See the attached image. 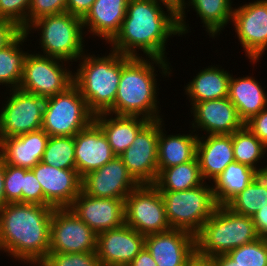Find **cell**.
I'll return each mask as SVG.
<instances>
[{
  "label": "cell",
  "mask_w": 267,
  "mask_h": 266,
  "mask_svg": "<svg viewBox=\"0 0 267 266\" xmlns=\"http://www.w3.org/2000/svg\"><path fill=\"white\" fill-rule=\"evenodd\" d=\"M160 1L169 11L168 15L159 6ZM172 34H180L175 6L165 0H129L121 29L111 41L112 49L130 57H137L135 48L141 49L153 63L161 65L159 68L164 75L169 76L164 51L166 40Z\"/></svg>",
  "instance_id": "6da1fadb"
},
{
  "label": "cell",
  "mask_w": 267,
  "mask_h": 266,
  "mask_svg": "<svg viewBox=\"0 0 267 266\" xmlns=\"http://www.w3.org/2000/svg\"><path fill=\"white\" fill-rule=\"evenodd\" d=\"M53 210L30 203L4 205L0 209V250L39 265L49 254Z\"/></svg>",
  "instance_id": "7a4b0ae2"
},
{
  "label": "cell",
  "mask_w": 267,
  "mask_h": 266,
  "mask_svg": "<svg viewBox=\"0 0 267 266\" xmlns=\"http://www.w3.org/2000/svg\"><path fill=\"white\" fill-rule=\"evenodd\" d=\"M149 60L121 54V77L108 114L139 116L149 121L161 119L157 112L155 69Z\"/></svg>",
  "instance_id": "3957f363"
},
{
  "label": "cell",
  "mask_w": 267,
  "mask_h": 266,
  "mask_svg": "<svg viewBox=\"0 0 267 266\" xmlns=\"http://www.w3.org/2000/svg\"><path fill=\"white\" fill-rule=\"evenodd\" d=\"M108 56H84L80 69L73 75L89 111L95 116L107 113L114 105L121 77V54L111 51Z\"/></svg>",
  "instance_id": "277c9868"
},
{
  "label": "cell",
  "mask_w": 267,
  "mask_h": 266,
  "mask_svg": "<svg viewBox=\"0 0 267 266\" xmlns=\"http://www.w3.org/2000/svg\"><path fill=\"white\" fill-rule=\"evenodd\" d=\"M259 238L252 217L234 213L226 205H218L214 214L195 235L196 254L213 258L228 254Z\"/></svg>",
  "instance_id": "5b68a950"
},
{
  "label": "cell",
  "mask_w": 267,
  "mask_h": 266,
  "mask_svg": "<svg viewBox=\"0 0 267 266\" xmlns=\"http://www.w3.org/2000/svg\"><path fill=\"white\" fill-rule=\"evenodd\" d=\"M166 218L172 229L196 235L218 207L212 187L204 185L183 191H160Z\"/></svg>",
  "instance_id": "8992f818"
},
{
  "label": "cell",
  "mask_w": 267,
  "mask_h": 266,
  "mask_svg": "<svg viewBox=\"0 0 267 266\" xmlns=\"http://www.w3.org/2000/svg\"><path fill=\"white\" fill-rule=\"evenodd\" d=\"M31 27L42 29L40 43L46 56L60 62L83 57L82 18L68 12L46 15L32 22L25 30L27 34Z\"/></svg>",
  "instance_id": "52a82bcc"
},
{
  "label": "cell",
  "mask_w": 267,
  "mask_h": 266,
  "mask_svg": "<svg viewBox=\"0 0 267 266\" xmlns=\"http://www.w3.org/2000/svg\"><path fill=\"white\" fill-rule=\"evenodd\" d=\"M93 120L94 115L74 83L65 91L46 98L42 129L49 136H74Z\"/></svg>",
  "instance_id": "ba28073f"
},
{
  "label": "cell",
  "mask_w": 267,
  "mask_h": 266,
  "mask_svg": "<svg viewBox=\"0 0 267 266\" xmlns=\"http://www.w3.org/2000/svg\"><path fill=\"white\" fill-rule=\"evenodd\" d=\"M125 224L143 235L172 228L166 218L160 191L153 184H141L124 200Z\"/></svg>",
  "instance_id": "9c48e42d"
},
{
  "label": "cell",
  "mask_w": 267,
  "mask_h": 266,
  "mask_svg": "<svg viewBox=\"0 0 267 266\" xmlns=\"http://www.w3.org/2000/svg\"><path fill=\"white\" fill-rule=\"evenodd\" d=\"M59 60L45 54L27 53L18 88L44 98L65 91L73 84V75L67 69H62Z\"/></svg>",
  "instance_id": "30bf717a"
},
{
  "label": "cell",
  "mask_w": 267,
  "mask_h": 266,
  "mask_svg": "<svg viewBox=\"0 0 267 266\" xmlns=\"http://www.w3.org/2000/svg\"><path fill=\"white\" fill-rule=\"evenodd\" d=\"M12 90L0 112V139L42 129L46 98L19 88Z\"/></svg>",
  "instance_id": "8fae6325"
},
{
  "label": "cell",
  "mask_w": 267,
  "mask_h": 266,
  "mask_svg": "<svg viewBox=\"0 0 267 266\" xmlns=\"http://www.w3.org/2000/svg\"><path fill=\"white\" fill-rule=\"evenodd\" d=\"M97 234L70 208H54L49 253L96 252Z\"/></svg>",
  "instance_id": "7c38bea8"
},
{
  "label": "cell",
  "mask_w": 267,
  "mask_h": 266,
  "mask_svg": "<svg viewBox=\"0 0 267 266\" xmlns=\"http://www.w3.org/2000/svg\"><path fill=\"white\" fill-rule=\"evenodd\" d=\"M160 120L149 121L138 132L129 148L119 156L140 185L154 184L158 176Z\"/></svg>",
  "instance_id": "4fadbf2b"
},
{
  "label": "cell",
  "mask_w": 267,
  "mask_h": 266,
  "mask_svg": "<svg viewBox=\"0 0 267 266\" xmlns=\"http://www.w3.org/2000/svg\"><path fill=\"white\" fill-rule=\"evenodd\" d=\"M139 185L123 160L116 156L103 167L83 176L81 190L92 197L125 200Z\"/></svg>",
  "instance_id": "5bb4252c"
},
{
  "label": "cell",
  "mask_w": 267,
  "mask_h": 266,
  "mask_svg": "<svg viewBox=\"0 0 267 266\" xmlns=\"http://www.w3.org/2000/svg\"><path fill=\"white\" fill-rule=\"evenodd\" d=\"M232 21L246 55L255 62L267 48V0L233 9Z\"/></svg>",
  "instance_id": "9a60e30c"
},
{
  "label": "cell",
  "mask_w": 267,
  "mask_h": 266,
  "mask_svg": "<svg viewBox=\"0 0 267 266\" xmlns=\"http://www.w3.org/2000/svg\"><path fill=\"white\" fill-rule=\"evenodd\" d=\"M145 246V235L124 224L97 234L96 254L102 266H128Z\"/></svg>",
  "instance_id": "2e32d148"
},
{
  "label": "cell",
  "mask_w": 267,
  "mask_h": 266,
  "mask_svg": "<svg viewBox=\"0 0 267 266\" xmlns=\"http://www.w3.org/2000/svg\"><path fill=\"white\" fill-rule=\"evenodd\" d=\"M31 170L41 184L46 206L69 208L81 192L82 178L76 169H60L40 161Z\"/></svg>",
  "instance_id": "e0dca14e"
},
{
  "label": "cell",
  "mask_w": 267,
  "mask_h": 266,
  "mask_svg": "<svg viewBox=\"0 0 267 266\" xmlns=\"http://www.w3.org/2000/svg\"><path fill=\"white\" fill-rule=\"evenodd\" d=\"M69 208L96 234L125 224L124 199L92 197L81 190Z\"/></svg>",
  "instance_id": "ac0fdd59"
},
{
  "label": "cell",
  "mask_w": 267,
  "mask_h": 266,
  "mask_svg": "<svg viewBox=\"0 0 267 266\" xmlns=\"http://www.w3.org/2000/svg\"><path fill=\"white\" fill-rule=\"evenodd\" d=\"M145 247L157 266H186L196 254L195 235L182 229L145 235Z\"/></svg>",
  "instance_id": "d6986e66"
},
{
  "label": "cell",
  "mask_w": 267,
  "mask_h": 266,
  "mask_svg": "<svg viewBox=\"0 0 267 266\" xmlns=\"http://www.w3.org/2000/svg\"><path fill=\"white\" fill-rule=\"evenodd\" d=\"M74 142L75 165L81 178L116 157L106 135L94 120L74 135Z\"/></svg>",
  "instance_id": "ffe728a7"
},
{
  "label": "cell",
  "mask_w": 267,
  "mask_h": 266,
  "mask_svg": "<svg viewBox=\"0 0 267 266\" xmlns=\"http://www.w3.org/2000/svg\"><path fill=\"white\" fill-rule=\"evenodd\" d=\"M192 110L195 118L192 127L196 124L209 135L232 134L245 125L228 97L195 103Z\"/></svg>",
  "instance_id": "44dd1931"
},
{
  "label": "cell",
  "mask_w": 267,
  "mask_h": 266,
  "mask_svg": "<svg viewBox=\"0 0 267 266\" xmlns=\"http://www.w3.org/2000/svg\"><path fill=\"white\" fill-rule=\"evenodd\" d=\"M48 139L43 129L0 139V159L6 165L32 169L42 160Z\"/></svg>",
  "instance_id": "7402d4cb"
},
{
  "label": "cell",
  "mask_w": 267,
  "mask_h": 266,
  "mask_svg": "<svg viewBox=\"0 0 267 266\" xmlns=\"http://www.w3.org/2000/svg\"><path fill=\"white\" fill-rule=\"evenodd\" d=\"M198 137L197 159L203 180L206 178L213 181L223 170L235 161L232 144V134L208 135Z\"/></svg>",
  "instance_id": "603a6c76"
},
{
  "label": "cell",
  "mask_w": 267,
  "mask_h": 266,
  "mask_svg": "<svg viewBox=\"0 0 267 266\" xmlns=\"http://www.w3.org/2000/svg\"><path fill=\"white\" fill-rule=\"evenodd\" d=\"M129 0H95L82 18L83 27L89 32L111 42L119 33L126 16Z\"/></svg>",
  "instance_id": "cb8c5ba5"
},
{
  "label": "cell",
  "mask_w": 267,
  "mask_h": 266,
  "mask_svg": "<svg viewBox=\"0 0 267 266\" xmlns=\"http://www.w3.org/2000/svg\"><path fill=\"white\" fill-rule=\"evenodd\" d=\"M108 113L94 116V121L106 135L110 147L116 156H120L133 143L138 132L149 122L139 116H118L107 119Z\"/></svg>",
  "instance_id": "d4e9b609"
},
{
  "label": "cell",
  "mask_w": 267,
  "mask_h": 266,
  "mask_svg": "<svg viewBox=\"0 0 267 266\" xmlns=\"http://www.w3.org/2000/svg\"><path fill=\"white\" fill-rule=\"evenodd\" d=\"M228 98L244 124L267 107V96L253 77H230Z\"/></svg>",
  "instance_id": "484cf974"
},
{
  "label": "cell",
  "mask_w": 267,
  "mask_h": 266,
  "mask_svg": "<svg viewBox=\"0 0 267 266\" xmlns=\"http://www.w3.org/2000/svg\"><path fill=\"white\" fill-rule=\"evenodd\" d=\"M162 119L158 135V169L170 168L194 160L197 155L198 136L168 135L163 132Z\"/></svg>",
  "instance_id": "4316f807"
},
{
  "label": "cell",
  "mask_w": 267,
  "mask_h": 266,
  "mask_svg": "<svg viewBox=\"0 0 267 266\" xmlns=\"http://www.w3.org/2000/svg\"><path fill=\"white\" fill-rule=\"evenodd\" d=\"M230 77L224 69L215 66L200 71L186 87L192 106L202 101L228 97Z\"/></svg>",
  "instance_id": "83f0119b"
},
{
  "label": "cell",
  "mask_w": 267,
  "mask_h": 266,
  "mask_svg": "<svg viewBox=\"0 0 267 266\" xmlns=\"http://www.w3.org/2000/svg\"><path fill=\"white\" fill-rule=\"evenodd\" d=\"M258 172L236 161L230 163L214 180L212 187L218 205H227L257 176Z\"/></svg>",
  "instance_id": "f1b7e54d"
},
{
  "label": "cell",
  "mask_w": 267,
  "mask_h": 266,
  "mask_svg": "<svg viewBox=\"0 0 267 266\" xmlns=\"http://www.w3.org/2000/svg\"><path fill=\"white\" fill-rule=\"evenodd\" d=\"M202 181V182H201ZM204 182L197 157L189 162L158 169V176L153 184L159 191H183L198 187Z\"/></svg>",
  "instance_id": "f546056e"
},
{
  "label": "cell",
  "mask_w": 267,
  "mask_h": 266,
  "mask_svg": "<svg viewBox=\"0 0 267 266\" xmlns=\"http://www.w3.org/2000/svg\"><path fill=\"white\" fill-rule=\"evenodd\" d=\"M267 204V172L258 176L226 206L234 213L253 217Z\"/></svg>",
  "instance_id": "4dcf8cb0"
},
{
  "label": "cell",
  "mask_w": 267,
  "mask_h": 266,
  "mask_svg": "<svg viewBox=\"0 0 267 266\" xmlns=\"http://www.w3.org/2000/svg\"><path fill=\"white\" fill-rule=\"evenodd\" d=\"M27 33L22 31L7 47L0 50V85L10 84L16 89L19 87L24 59L27 53L20 51L21 42L27 38Z\"/></svg>",
  "instance_id": "1f68e13d"
},
{
  "label": "cell",
  "mask_w": 267,
  "mask_h": 266,
  "mask_svg": "<svg viewBox=\"0 0 267 266\" xmlns=\"http://www.w3.org/2000/svg\"><path fill=\"white\" fill-rule=\"evenodd\" d=\"M232 144L235 161L249 166L259 174L267 172L265 168L258 169L257 161L265 154L267 147L255 136L246 125L232 133Z\"/></svg>",
  "instance_id": "d6a6232c"
},
{
  "label": "cell",
  "mask_w": 267,
  "mask_h": 266,
  "mask_svg": "<svg viewBox=\"0 0 267 266\" xmlns=\"http://www.w3.org/2000/svg\"><path fill=\"white\" fill-rule=\"evenodd\" d=\"M197 15L205 24L207 32L214 37L224 25L232 20L233 10L230 0H190Z\"/></svg>",
  "instance_id": "836d02e7"
},
{
  "label": "cell",
  "mask_w": 267,
  "mask_h": 266,
  "mask_svg": "<svg viewBox=\"0 0 267 266\" xmlns=\"http://www.w3.org/2000/svg\"><path fill=\"white\" fill-rule=\"evenodd\" d=\"M41 162L60 169H76L74 136H49Z\"/></svg>",
  "instance_id": "e575fe53"
},
{
  "label": "cell",
  "mask_w": 267,
  "mask_h": 266,
  "mask_svg": "<svg viewBox=\"0 0 267 266\" xmlns=\"http://www.w3.org/2000/svg\"><path fill=\"white\" fill-rule=\"evenodd\" d=\"M228 255L240 266H267V239L259 237L231 250Z\"/></svg>",
  "instance_id": "d590c367"
},
{
  "label": "cell",
  "mask_w": 267,
  "mask_h": 266,
  "mask_svg": "<svg viewBox=\"0 0 267 266\" xmlns=\"http://www.w3.org/2000/svg\"><path fill=\"white\" fill-rule=\"evenodd\" d=\"M40 264L39 266H102L96 252L49 253Z\"/></svg>",
  "instance_id": "8d00e7d4"
},
{
  "label": "cell",
  "mask_w": 267,
  "mask_h": 266,
  "mask_svg": "<svg viewBox=\"0 0 267 266\" xmlns=\"http://www.w3.org/2000/svg\"><path fill=\"white\" fill-rule=\"evenodd\" d=\"M30 3L31 0H0V19L14 22L25 31L28 28Z\"/></svg>",
  "instance_id": "74e56055"
},
{
  "label": "cell",
  "mask_w": 267,
  "mask_h": 266,
  "mask_svg": "<svg viewBox=\"0 0 267 266\" xmlns=\"http://www.w3.org/2000/svg\"><path fill=\"white\" fill-rule=\"evenodd\" d=\"M24 168L4 164V194L6 203H22Z\"/></svg>",
  "instance_id": "f35d334b"
},
{
  "label": "cell",
  "mask_w": 267,
  "mask_h": 266,
  "mask_svg": "<svg viewBox=\"0 0 267 266\" xmlns=\"http://www.w3.org/2000/svg\"><path fill=\"white\" fill-rule=\"evenodd\" d=\"M66 7L67 0H31L28 10V27L40 17L65 13Z\"/></svg>",
  "instance_id": "ab89813d"
},
{
  "label": "cell",
  "mask_w": 267,
  "mask_h": 266,
  "mask_svg": "<svg viewBox=\"0 0 267 266\" xmlns=\"http://www.w3.org/2000/svg\"><path fill=\"white\" fill-rule=\"evenodd\" d=\"M22 203L46 206L41 184L31 169L24 168V183L22 188Z\"/></svg>",
  "instance_id": "60d3db41"
},
{
  "label": "cell",
  "mask_w": 267,
  "mask_h": 266,
  "mask_svg": "<svg viewBox=\"0 0 267 266\" xmlns=\"http://www.w3.org/2000/svg\"><path fill=\"white\" fill-rule=\"evenodd\" d=\"M245 125L267 147V108L253 116Z\"/></svg>",
  "instance_id": "b9f144b4"
},
{
  "label": "cell",
  "mask_w": 267,
  "mask_h": 266,
  "mask_svg": "<svg viewBox=\"0 0 267 266\" xmlns=\"http://www.w3.org/2000/svg\"><path fill=\"white\" fill-rule=\"evenodd\" d=\"M22 31L14 22L0 19V50L7 47Z\"/></svg>",
  "instance_id": "7bdbcfd3"
},
{
  "label": "cell",
  "mask_w": 267,
  "mask_h": 266,
  "mask_svg": "<svg viewBox=\"0 0 267 266\" xmlns=\"http://www.w3.org/2000/svg\"><path fill=\"white\" fill-rule=\"evenodd\" d=\"M95 0H67L66 12L83 18Z\"/></svg>",
  "instance_id": "ee69618b"
},
{
  "label": "cell",
  "mask_w": 267,
  "mask_h": 266,
  "mask_svg": "<svg viewBox=\"0 0 267 266\" xmlns=\"http://www.w3.org/2000/svg\"><path fill=\"white\" fill-rule=\"evenodd\" d=\"M257 235L267 239V204L252 217Z\"/></svg>",
  "instance_id": "f6af8a7d"
},
{
  "label": "cell",
  "mask_w": 267,
  "mask_h": 266,
  "mask_svg": "<svg viewBox=\"0 0 267 266\" xmlns=\"http://www.w3.org/2000/svg\"><path fill=\"white\" fill-rule=\"evenodd\" d=\"M128 266H157L150 252L144 246L139 254L131 261Z\"/></svg>",
  "instance_id": "bcb514c9"
},
{
  "label": "cell",
  "mask_w": 267,
  "mask_h": 266,
  "mask_svg": "<svg viewBox=\"0 0 267 266\" xmlns=\"http://www.w3.org/2000/svg\"><path fill=\"white\" fill-rule=\"evenodd\" d=\"M169 2L171 5L175 6L178 9V23H179V30H180V35L185 34L188 30L186 29L187 26L185 25L186 23L184 22V17H185V0H165Z\"/></svg>",
  "instance_id": "7dc6e473"
},
{
  "label": "cell",
  "mask_w": 267,
  "mask_h": 266,
  "mask_svg": "<svg viewBox=\"0 0 267 266\" xmlns=\"http://www.w3.org/2000/svg\"><path fill=\"white\" fill-rule=\"evenodd\" d=\"M186 266H216L212 258L201 257L195 254L186 264Z\"/></svg>",
  "instance_id": "c3c4849f"
},
{
  "label": "cell",
  "mask_w": 267,
  "mask_h": 266,
  "mask_svg": "<svg viewBox=\"0 0 267 266\" xmlns=\"http://www.w3.org/2000/svg\"><path fill=\"white\" fill-rule=\"evenodd\" d=\"M212 260L216 266H240L228 254L217 255Z\"/></svg>",
  "instance_id": "681fc988"
},
{
  "label": "cell",
  "mask_w": 267,
  "mask_h": 266,
  "mask_svg": "<svg viewBox=\"0 0 267 266\" xmlns=\"http://www.w3.org/2000/svg\"><path fill=\"white\" fill-rule=\"evenodd\" d=\"M6 204L4 194V162L0 159V209Z\"/></svg>",
  "instance_id": "f907efd6"
}]
</instances>
